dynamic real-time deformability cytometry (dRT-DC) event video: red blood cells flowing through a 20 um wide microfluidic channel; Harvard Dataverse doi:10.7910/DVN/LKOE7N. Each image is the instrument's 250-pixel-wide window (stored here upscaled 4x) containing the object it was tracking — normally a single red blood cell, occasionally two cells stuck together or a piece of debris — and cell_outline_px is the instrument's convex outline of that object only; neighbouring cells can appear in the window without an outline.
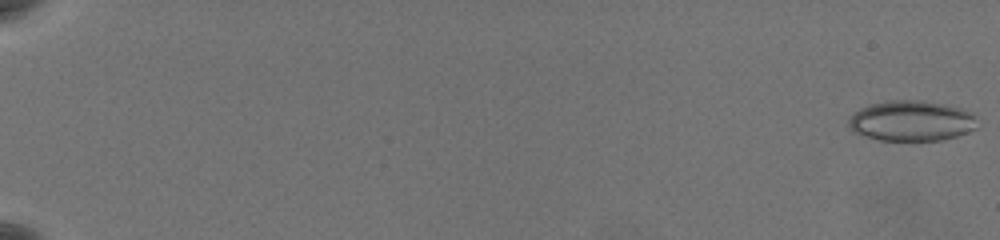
{"species": "common noctule bat (a hibernating species)", "species_latin": "Nyctalus noctula", "temperature_condition": "warm", "stored_images_in_passage": 61, "camera_frame_rate_fps": 3000, "um_per_image_px": 0.085, "animal": {"sex": "female", "body_mass_g": 19.5, "forearm_length_mm": 54.1}, "frame": {"image": 1, "passage_image": 1, "time_ms": 0.0, "image_size_px": [1000, 240], "cell_outline_px": [[976, 128], [968, 132], [944, 140], [880, 140], [852, 132], [848, 124], [848, 120], [860, 108], [872, 104], [888, 100], [924, 100], [960, 108], [968, 112], [972, 116]], "centroid_in_image_um": [77.43, 10.27], "position_along_channel_um": 7.6, "area_um2": 29.94}}
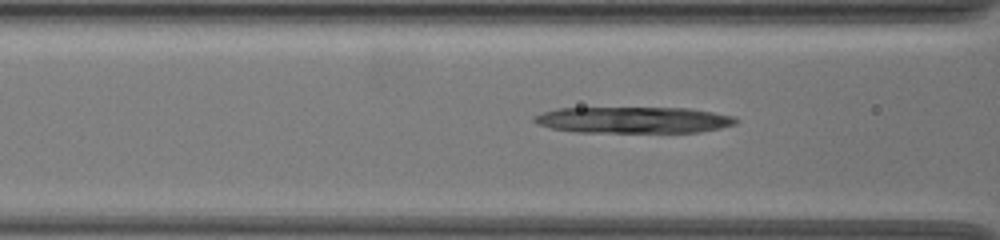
{"frame": {"image": 2, "passage_image": 29, "time_ms": 9.333, "image_size_px": [1000, 240], "cell_outline_px": [[740, 120], [736, 124], [720, 128], [700, 132], [576, 132], [552, 128], [536, 124], [532, 120], [532, 116], [544, 112], [560, 108], [688, 108], [712, 112], [732, 116]], "centroid_in_image_um": [53.84, 10.2], "position_along_channel_um": 112.8, "area_um2": 30.92}}
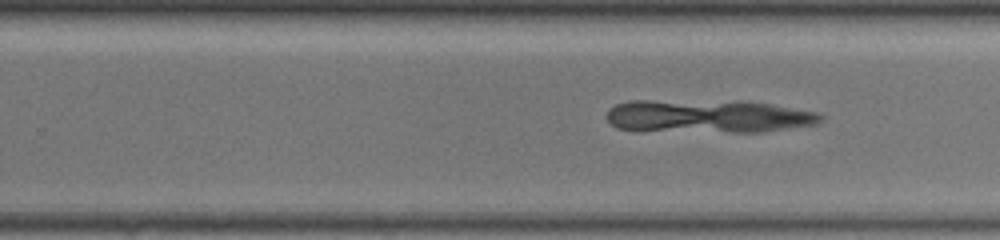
{"frame": {"image": 3, "passage_image": 42, "time_ms": 13.667, "image_size_px": [1000, 240], "cell_outline_px": [[824, 120], [816, 124], [764, 132], [636, 132], [616, 128], [608, 120], [608, 108], [616, 104], [632, 100], [748, 100], [820, 112], [824, 116]], "centroid_in_image_um": [60.18, 9.89], "position_along_channel_um": 269.6, "area_um2": 43.0}}